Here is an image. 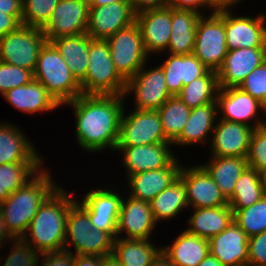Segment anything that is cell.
Instances as JSON below:
<instances>
[{"label":"cell","mask_w":266,"mask_h":266,"mask_svg":"<svg viewBox=\"0 0 266 266\" xmlns=\"http://www.w3.org/2000/svg\"><path fill=\"white\" fill-rule=\"evenodd\" d=\"M166 54V59L158 64L165 75V82L169 93L177 96L184 85L203 77L209 69L194 55Z\"/></svg>","instance_id":"obj_26"},{"label":"cell","mask_w":266,"mask_h":266,"mask_svg":"<svg viewBox=\"0 0 266 266\" xmlns=\"http://www.w3.org/2000/svg\"><path fill=\"white\" fill-rule=\"evenodd\" d=\"M45 162H22L0 165L1 192L9 194L23 187L43 167Z\"/></svg>","instance_id":"obj_39"},{"label":"cell","mask_w":266,"mask_h":266,"mask_svg":"<svg viewBox=\"0 0 266 266\" xmlns=\"http://www.w3.org/2000/svg\"><path fill=\"white\" fill-rule=\"evenodd\" d=\"M124 102H127L124 95L82 94L64 104L74 110V135L84 152L99 154L107 148L116 150Z\"/></svg>","instance_id":"obj_1"},{"label":"cell","mask_w":266,"mask_h":266,"mask_svg":"<svg viewBox=\"0 0 266 266\" xmlns=\"http://www.w3.org/2000/svg\"><path fill=\"white\" fill-rule=\"evenodd\" d=\"M234 213V222L246 233L253 237L266 231V197Z\"/></svg>","instance_id":"obj_40"},{"label":"cell","mask_w":266,"mask_h":266,"mask_svg":"<svg viewBox=\"0 0 266 266\" xmlns=\"http://www.w3.org/2000/svg\"><path fill=\"white\" fill-rule=\"evenodd\" d=\"M150 207L157 223L171 221L183 210L189 211L183 181L178 177L168 188H165L150 201Z\"/></svg>","instance_id":"obj_34"},{"label":"cell","mask_w":266,"mask_h":266,"mask_svg":"<svg viewBox=\"0 0 266 266\" xmlns=\"http://www.w3.org/2000/svg\"><path fill=\"white\" fill-rule=\"evenodd\" d=\"M117 72L128 81L149 62L140 28L136 22L106 39Z\"/></svg>","instance_id":"obj_7"},{"label":"cell","mask_w":266,"mask_h":266,"mask_svg":"<svg viewBox=\"0 0 266 266\" xmlns=\"http://www.w3.org/2000/svg\"><path fill=\"white\" fill-rule=\"evenodd\" d=\"M8 244V248H10L11 252H9V254H7L8 256L6 257L1 255V258L0 256V266H38L41 253L36 251L22 238H15L12 240V242H9ZM3 259L4 264H2Z\"/></svg>","instance_id":"obj_42"},{"label":"cell","mask_w":266,"mask_h":266,"mask_svg":"<svg viewBox=\"0 0 266 266\" xmlns=\"http://www.w3.org/2000/svg\"><path fill=\"white\" fill-rule=\"evenodd\" d=\"M209 252L223 266H248V237L233 220L209 240Z\"/></svg>","instance_id":"obj_23"},{"label":"cell","mask_w":266,"mask_h":266,"mask_svg":"<svg viewBox=\"0 0 266 266\" xmlns=\"http://www.w3.org/2000/svg\"><path fill=\"white\" fill-rule=\"evenodd\" d=\"M0 12L12 15L22 25V0H0Z\"/></svg>","instance_id":"obj_50"},{"label":"cell","mask_w":266,"mask_h":266,"mask_svg":"<svg viewBox=\"0 0 266 266\" xmlns=\"http://www.w3.org/2000/svg\"><path fill=\"white\" fill-rule=\"evenodd\" d=\"M6 101L23 114L53 112L61 107L48 93L47 89L37 80L20 87L12 88L2 95ZM53 110V111H52Z\"/></svg>","instance_id":"obj_27"},{"label":"cell","mask_w":266,"mask_h":266,"mask_svg":"<svg viewBox=\"0 0 266 266\" xmlns=\"http://www.w3.org/2000/svg\"><path fill=\"white\" fill-rule=\"evenodd\" d=\"M20 25L12 15L0 12V37L15 31Z\"/></svg>","instance_id":"obj_52"},{"label":"cell","mask_w":266,"mask_h":266,"mask_svg":"<svg viewBox=\"0 0 266 266\" xmlns=\"http://www.w3.org/2000/svg\"><path fill=\"white\" fill-rule=\"evenodd\" d=\"M74 190L59 186L40 206L22 239L39 253L64 250L68 212Z\"/></svg>","instance_id":"obj_2"},{"label":"cell","mask_w":266,"mask_h":266,"mask_svg":"<svg viewBox=\"0 0 266 266\" xmlns=\"http://www.w3.org/2000/svg\"><path fill=\"white\" fill-rule=\"evenodd\" d=\"M168 6L175 9L192 10L201 15H205L204 10H209L208 13L211 11L210 14L218 11L210 0H169Z\"/></svg>","instance_id":"obj_49"},{"label":"cell","mask_w":266,"mask_h":266,"mask_svg":"<svg viewBox=\"0 0 266 266\" xmlns=\"http://www.w3.org/2000/svg\"><path fill=\"white\" fill-rule=\"evenodd\" d=\"M14 238L8 232L4 220L0 215V251L7 246L8 242H12Z\"/></svg>","instance_id":"obj_55"},{"label":"cell","mask_w":266,"mask_h":266,"mask_svg":"<svg viewBox=\"0 0 266 266\" xmlns=\"http://www.w3.org/2000/svg\"><path fill=\"white\" fill-rule=\"evenodd\" d=\"M216 101L218 118L243 123L253 129L263 126L264 105L239 87L219 88Z\"/></svg>","instance_id":"obj_11"},{"label":"cell","mask_w":266,"mask_h":266,"mask_svg":"<svg viewBox=\"0 0 266 266\" xmlns=\"http://www.w3.org/2000/svg\"><path fill=\"white\" fill-rule=\"evenodd\" d=\"M248 266H266V231L248 238Z\"/></svg>","instance_id":"obj_47"},{"label":"cell","mask_w":266,"mask_h":266,"mask_svg":"<svg viewBox=\"0 0 266 266\" xmlns=\"http://www.w3.org/2000/svg\"><path fill=\"white\" fill-rule=\"evenodd\" d=\"M136 21L131 2H113L104 6H90L86 33L92 39L106 40Z\"/></svg>","instance_id":"obj_18"},{"label":"cell","mask_w":266,"mask_h":266,"mask_svg":"<svg viewBox=\"0 0 266 266\" xmlns=\"http://www.w3.org/2000/svg\"><path fill=\"white\" fill-rule=\"evenodd\" d=\"M90 6H104L113 2H130V0H89Z\"/></svg>","instance_id":"obj_59"},{"label":"cell","mask_w":266,"mask_h":266,"mask_svg":"<svg viewBox=\"0 0 266 266\" xmlns=\"http://www.w3.org/2000/svg\"><path fill=\"white\" fill-rule=\"evenodd\" d=\"M146 53L151 56L167 51L171 36V7L146 10L136 14ZM153 54V55H152Z\"/></svg>","instance_id":"obj_20"},{"label":"cell","mask_w":266,"mask_h":266,"mask_svg":"<svg viewBox=\"0 0 266 266\" xmlns=\"http://www.w3.org/2000/svg\"><path fill=\"white\" fill-rule=\"evenodd\" d=\"M89 10V0H60L42 28L46 40L86 33Z\"/></svg>","instance_id":"obj_13"},{"label":"cell","mask_w":266,"mask_h":266,"mask_svg":"<svg viewBox=\"0 0 266 266\" xmlns=\"http://www.w3.org/2000/svg\"><path fill=\"white\" fill-rule=\"evenodd\" d=\"M225 10V32L227 50L237 48H266V14L260 12L256 17L235 15Z\"/></svg>","instance_id":"obj_14"},{"label":"cell","mask_w":266,"mask_h":266,"mask_svg":"<svg viewBox=\"0 0 266 266\" xmlns=\"http://www.w3.org/2000/svg\"><path fill=\"white\" fill-rule=\"evenodd\" d=\"M227 52L225 10L201 15L196 24L193 54L209 70L217 72Z\"/></svg>","instance_id":"obj_6"},{"label":"cell","mask_w":266,"mask_h":266,"mask_svg":"<svg viewBox=\"0 0 266 266\" xmlns=\"http://www.w3.org/2000/svg\"><path fill=\"white\" fill-rule=\"evenodd\" d=\"M260 176H261V181H262L264 196L266 197V170L262 171L260 173Z\"/></svg>","instance_id":"obj_60"},{"label":"cell","mask_w":266,"mask_h":266,"mask_svg":"<svg viewBox=\"0 0 266 266\" xmlns=\"http://www.w3.org/2000/svg\"><path fill=\"white\" fill-rule=\"evenodd\" d=\"M218 90L217 72L209 70L203 77L184 85L177 96L192 109L216 102Z\"/></svg>","instance_id":"obj_37"},{"label":"cell","mask_w":266,"mask_h":266,"mask_svg":"<svg viewBox=\"0 0 266 266\" xmlns=\"http://www.w3.org/2000/svg\"><path fill=\"white\" fill-rule=\"evenodd\" d=\"M34 79L39 81L60 106L82 95L80 83L51 42H46L37 59Z\"/></svg>","instance_id":"obj_4"},{"label":"cell","mask_w":266,"mask_h":266,"mask_svg":"<svg viewBox=\"0 0 266 266\" xmlns=\"http://www.w3.org/2000/svg\"><path fill=\"white\" fill-rule=\"evenodd\" d=\"M147 63L128 81L124 97H132L134 109L158 110L172 95L169 93L162 68ZM146 68V69H145Z\"/></svg>","instance_id":"obj_10"},{"label":"cell","mask_w":266,"mask_h":266,"mask_svg":"<svg viewBox=\"0 0 266 266\" xmlns=\"http://www.w3.org/2000/svg\"><path fill=\"white\" fill-rule=\"evenodd\" d=\"M80 87L84 95H124L126 81L114 66L106 40L90 37L87 74Z\"/></svg>","instance_id":"obj_5"},{"label":"cell","mask_w":266,"mask_h":266,"mask_svg":"<svg viewBox=\"0 0 266 266\" xmlns=\"http://www.w3.org/2000/svg\"><path fill=\"white\" fill-rule=\"evenodd\" d=\"M161 247L175 266H198L210 253L209 240L190 234L185 229L172 244Z\"/></svg>","instance_id":"obj_30"},{"label":"cell","mask_w":266,"mask_h":266,"mask_svg":"<svg viewBox=\"0 0 266 266\" xmlns=\"http://www.w3.org/2000/svg\"><path fill=\"white\" fill-rule=\"evenodd\" d=\"M201 14L171 7V36L166 53L193 54L196 24Z\"/></svg>","instance_id":"obj_29"},{"label":"cell","mask_w":266,"mask_h":266,"mask_svg":"<svg viewBox=\"0 0 266 266\" xmlns=\"http://www.w3.org/2000/svg\"><path fill=\"white\" fill-rule=\"evenodd\" d=\"M117 233H107L93 228L87 233L84 245V255L105 256L113 252Z\"/></svg>","instance_id":"obj_45"},{"label":"cell","mask_w":266,"mask_h":266,"mask_svg":"<svg viewBox=\"0 0 266 266\" xmlns=\"http://www.w3.org/2000/svg\"><path fill=\"white\" fill-rule=\"evenodd\" d=\"M74 257L75 255L67 250L45 252L41 253L38 266H73Z\"/></svg>","instance_id":"obj_48"},{"label":"cell","mask_w":266,"mask_h":266,"mask_svg":"<svg viewBox=\"0 0 266 266\" xmlns=\"http://www.w3.org/2000/svg\"><path fill=\"white\" fill-rule=\"evenodd\" d=\"M264 197L261 176L258 171L247 167L236 182L228 205L233 212L247 208Z\"/></svg>","instance_id":"obj_36"},{"label":"cell","mask_w":266,"mask_h":266,"mask_svg":"<svg viewBox=\"0 0 266 266\" xmlns=\"http://www.w3.org/2000/svg\"><path fill=\"white\" fill-rule=\"evenodd\" d=\"M73 266H101V256L75 255Z\"/></svg>","instance_id":"obj_53"},{"label":"cell","mask_w":266,"mask_h":266,"mask_svg":"<svg viewBox=\"0 0 266 266\" xmlns=\"http://www.w3.org/2000/svg\"><path fill=\"white\" fill-rule=\"evenodd\" d=\"M218 115L217 101L192 108L181 134L172 142L173 147L209 145Z\"/></svg>","instance_id":"obj_25"},{"label":"cell","mask_w":266,"mask_h":266,"mask_svg":"<svg viewBox=\"0 0 266 266\" xmlns=\"http://www.w3.org/2000/svg\"><path fill=\"white\" fill-rule=\"evenodd\" d=\"M253 128L218 118L208 146L210 156L247 157Z\"/></svg>","instance_id":"obj_19"},{"label":"cell","mask_w":266,"mask_h":266,"mask_svg":"<svg viewBox=\"0 0 266 266\" xmlns=\"http://www.w3.org/2000/svg\"><path fill=\"white\" fill-rule=\"evenodd\" d=\"M60 0H22V25L43 28Z\"/></svg>","instance_id":"obj_41"},{"label":"cell","mask_w":266,"mask_h":266,"mask_svg":"<svg viewBox=\"0 0 266 266\" xmlns=\"http://www.w3.org/2000/svg\"><path fill=\"white\" fill-rule=\"evenodd\" d=\"M264 116H266V105L264 106ZM264 118H266V117H264ZM263 126L266 127V119H264Z\"/></svg>","instance_id":"obj_62"},{"label":"cell","mask_w":266,"mask_h":266,"mask_svg":"<svg viewBox=\"0 0 266 266\" xmlns=\"http://www.w3.org/2000/svg\"><path fill=\"white\" fill-rule=\"evenodd\" d=\"M133 11L138 14L146 10L168 6L169 0H130Z\"/></svg>","instance_id":"obj_51"},{"label":"cell","mask_w":266,"mask_h":266,"mask_svg":"<svg viewBox=\"0 0 266 266\" xmlns=\"http://www.w3.org/2000/svg\"><path fill=\"white\" fill-rule=\"evenodd\" d=\"M162 247L151 239H123L116 237L112 254L122 266H149Z\"/></svg>","instance_id":"obj_33"},{"label":"cell","mask_w":266,"mask_h":266,"mask_svg":"<svg viewBox=\"0 0 266 266\" xmlns=\"http://www.w3.org/2000/svg\"><path fill=\"white\" fill-rule=\"evenodd\" d=\"M239 88L266 105V61L255 68L240 84Z\"/></svg>","instance_id":"obj_46"},{"label":"cell","mask_w":266,"mask_h":266,"mask_svg":"<svg viewBox=\"0 0 266 266\" xmlns=\"http://www.w3.org/2000/svg\"><path fill=\"white\" fill-rule=\"evenodd\" d=\"M34 79L33 71L0 61V94L12 88L30 83Z\"/></svg>","instance_id":"obj_44"},{"label":"cell","mask_w":266,"mask_h":266,"mask_svg":"<svg viewBox=\"0 0 266 266\" xmlns=\"http://www.w3.org/2000/svg\"><path fill=\"white\" fill-rule=\"evenodd\" d=\"M50 42L60 52L72 75L80 83L87 74L90 36L83 33L60 37Z\"/></svg>","instance_id":"obj_32"},{"label":"cell","mask_w":266,"mask_h":266,"mask_svg":"<svg viewBox=\"0 0 266 266\" xmlns=\"http://www.w3.org/2000/svg\"><path fill=\"white\" fill-rule=\"evenodd\" d=\"M198 266H223L222 263L210 253L200 262Z\"/></svg>","instance_id":"obj_58"},{"label":"cell","mask_w":266,"mask_h":266,"mask_svg":"<svg viewBox=\"0 0 266 266\" xmlns=\"http://www.w3.org/2000/svg\"><path fill=\"white\" fill-rule=\"evenodd\" d=\"M53 178L51 169L43 167L23 187L11 193L0 204V215L14 239L22 238L26 234L40 206L60 186L56 177Z\"/></svg>","instance_id":"obj_3"},{"label":"cell","mask_w":266,"mask_h":266,"mask_svg":"<svg viewBox=\"0 0 266 266\" xmlns=\"http://www.w3.org/2000/svg\"><path fill=\"white\" fill-rule=\"evenodd\" d=\"M192 210L188 221L186 220L188 228L185 230L207 240L224 231L234 220V213L229 205Z\"/></svg>","instance_id":"obj_28"},{"label":"cell","mask_w":266,"mask_h":266,"mask_svg":"<svg viewBox=\"0 0 266 266\" xmlns=\"http://www.w3.org/2000/svg\"><path fill=\"white\" fill-rule=\"evenodd\" d=\"M179 159L176 157L167 167L143 171L127 177V190H129L127 195L146 202L152 201L179 177L182 167V162Z\"/></svg>","instance_id":"obj_22"},{"label":"cell","mask_w":266,"mask_h":266,"mask_svg":"<svg viewBox=\"0 0 266 266\" xmlns=\"http://www.w3.org/2000/svg\"><path fill=\"white\" fill-rule=\"evenodd\" d=\"M248 167L255 169L259 173L266 170V127L261 126L253 129L249 150L246 157Z\"/></svg>","instance_id":"obj_43"},{"label":"cell","mask_w":266,"mask_h":266,"mask_svg":"<svg viewBox=\"0 0 266 266\" xmlns=\"http://www.w3.org/2000/svg\"><path fill=\"white\" fill-rule=\"evenodd\" d=\"M109 186L95 188L83 194L81 201L77 202L88 212L93 228L107 233H116L117 221L123 193L120 189ZM113 189V190H112ZM121 194V195H120Z\"/></svg>","instance_id":"obj_12"},{"label":"cell","mask_w":266,"mask_h":266,"mask_svg":"<svg viewBox=\"0 0 266 266\" xmlns=\"http://www.w3.org/2000/svg\"><path fill=\"white\" fill-rule=\"evenodd\" d=\"M6 120L0 121V165L22 162H45L24 130ZM39 154V155H38Z\"/></svg>","instance_id":"obj_24"},{"label":"cell","mask_w":266,"mask_h":266,"mask_svg":"<svg viewBox=\"0 0 266 266\" xmlns=\"http://www.w3.org/2000/svg\"><path fill=\"white\" fill-rule=\"evenodd\" d=\"M46 42L41 28L20 25L15 31L0 37V61L34 72Z\"/></svg>","instance_id":"obj_8"},{"label":"cell","mask_w":266,"mask_h":266,"mask_svg":"<svg viewBox=\"0 0 266 266\" xmlns=\"http://www.w3.org/2000/svg\"><path fill=\"white\" fill-rule=\"evenodd\" d=\"M172 143H156L141 146H117L115 151L121 153V165L126 177L143 171L167 167L177 156Z\"/></svg>","instance_id":"obj_15"},{"label":"cell","mask_w":266,"mask_h":266,"mask_svg":"<svg viewBox=\"0 0 266 266\" xmlns=\"http://www.w3.org/2000/svg\"><path fill=\"white\" fill-rule=\"evenodd\" d=\"M101 266H122L114 254H108L101 257Z\"/></svg>","instance_id":"obj_57"},{"label":"cell","mask_w":266,"mask_h":266,"mask_svg":"<svg viewBox=\"0 0 266 266\" xmlns=\"http://www.w3.org/2000/svg\"><path fill=\"white\" fill-rule=\"evenodd\" d=\"M10 194L8 192H1V181H0V204L6 200Z\"/></svg>","instance_id":"obj_61"},{"label":"cell","mask_w":266,"mask_h":266,"mask_svg":"<svg viewBox=\"0 0 266 266\" xmlns=\"http://www.w3.org/2000/svg\"><path fill=\"white\" fill-rule=\"evenodd\" d=\"M149 266H175L169 257L161 250Z\"/></svg>","instance_id":"obj_56"},{"label":"cell","mask_w":266,"mask_h":266,"mask_svg":"<svg viewBox=\"0 0 266 266\" xmlns=\"http://www.w3.org/2000/svg\"><path fill=\"white\" fill-rule=\"evenodd\" d=\"M179 178L185 185L189 209L228 205V200L201 165L185 167L182 163Z\"/></svg>","instance_id":"obj_16"},{"label":"cell","mask_w":266,"mask_h":266,"mask_svg":"<svg viewBox=\"0 0 266 266\" xmlns=\"http://www.w3.org/2000/svg\"><path fill=\"white\" fill-rule=\"evenodd\" d=\"M159 223L154 219L150 202L123 196L117 221V237L151 239ZM124 235H121L123 234ZM124 236V237H123Z\"/></svg>","instance_id":"obj_17"},{"label":"cell","mask_w":266,"mask_h":266,"mask_svg":"<svg viewBox=\"0 0 266 266\" xmlns=\"http://www.w3.org/2000/svg\"><path fill=\"white\" fill-rule=\"evenodd\" d=\"M208 158V163L205 161L200 165L215 181L224 197L229 200L233 195L236 182L248 167V162L244 157L210 156Z\"/></svg>","instance_id":"obj_31"},{"label":"cell","mask_w":266,"mask_h":266,"mask_svg":"<svg viewBox=\"0 0 266 266\" xmlns=\"http://www.w3.org/2000/svg\"><path fill=\"white\" fill-rule=\"evenodd\" d=\"M211 4L219 10H231L236 9L239 4L241 5L242 0H210ZM238 5V6H236Z\"/></svg>","instance_id":"obj_54"},{"label":"cell","mask_w":266,"mask_h":266,"mask_svg":"<svg viewBox=\"0 0 266 266\" xmlns=\"http://www.w3.org/2000/svg\"><path fill=\"white\" fill-rule=\"evenodd\" d=\"M124 107L117 146H141L156 143H172L163 131L157 110L132 109ZM128 113V114H126Z\"/></svg>","instance_id":"obj_9"},{"label":"cell","mask_w":266,"mask_h":266,"mask_svg":"<svg viewBox=\"0 0 266 266\" xmlns=\"http://www.w3.org/2000/svg\"><path fill=\"white\" fill-rule=\"evenodd\" d=\"M92 229L88 212L75 201L68 212L64 250L74 255H84L85 238ZM72 247L75 252L71 250Z\"/></svg>","instance_id":"obj_35"},{"label":"cell","mask_w":266,"mask_h":266,"mask_svg":"<svg viewBox=\"0 0 266 266\" xmlns=\"http://www.w3.org/2000/svg\"><path fill=\"white\" fill-rule=\"evenodd\" d=\"M264 61H266V48L246 47L228 51L221 68L217 71L219 88L239 87Z\"/></svg>","instance_id":"obj_21"},{"label":"cell","mask_w":266,"mask_h":266,"mask_svg":"<svg viewBox=\"0 0 266 266\" xmlns=\"http://www.w3.org/2000/svg\"><path fill=\"white\" fill-rule=\"evenodd\" d=\"M165 136L173 142L188 121L191 108L178 96H171L158 110Z\"/></svg>","instance_id":"obj_38"}]
</instances>
